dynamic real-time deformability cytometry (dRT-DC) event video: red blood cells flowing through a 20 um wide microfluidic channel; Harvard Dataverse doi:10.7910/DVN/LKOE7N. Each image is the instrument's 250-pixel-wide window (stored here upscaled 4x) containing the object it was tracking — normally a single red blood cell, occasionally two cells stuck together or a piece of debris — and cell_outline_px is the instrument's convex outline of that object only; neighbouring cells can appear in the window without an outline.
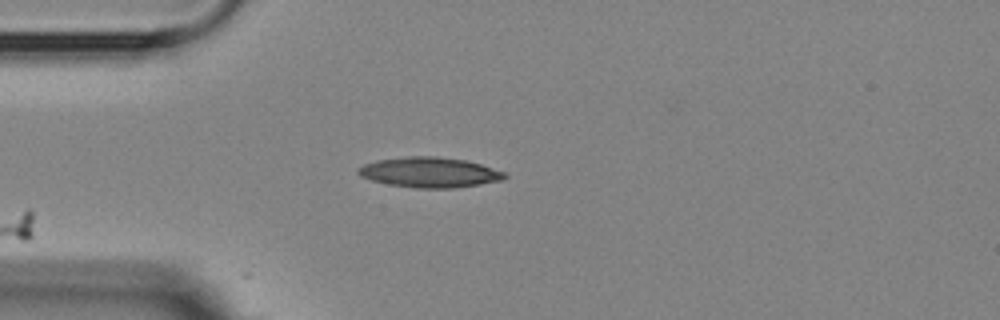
{"species": "Egyptian fruit bat (a non-hibernating species)", "species_latin": "Rousettus aegyptiacus", "temperature_condition": "room temperature", "stored_images_in_passage": 1, "camera_frame_rate_fps": 3000, "um_per_image_px": 0.085, "animal": {"sex": "female"}, "frame": {"image": 1, "passage_image": 1, "time_ms": 0.0, "image_size_px": [1000, 320], "cell_outline_px": [[508, 176], [500, 180], [480, 184], [452, 188], [416, 188], [388, 184], [372, 180], [360, 176], [356, 172], [356, 168], [364, 164], [376, 160], [408, 156], [436, 156], [464, 160], [480, 164], [504, 172]], "centroid_in_image_um": [36.46, 14.64], "position_along_channel_um": 48.5, "area_um2": 25.66}}